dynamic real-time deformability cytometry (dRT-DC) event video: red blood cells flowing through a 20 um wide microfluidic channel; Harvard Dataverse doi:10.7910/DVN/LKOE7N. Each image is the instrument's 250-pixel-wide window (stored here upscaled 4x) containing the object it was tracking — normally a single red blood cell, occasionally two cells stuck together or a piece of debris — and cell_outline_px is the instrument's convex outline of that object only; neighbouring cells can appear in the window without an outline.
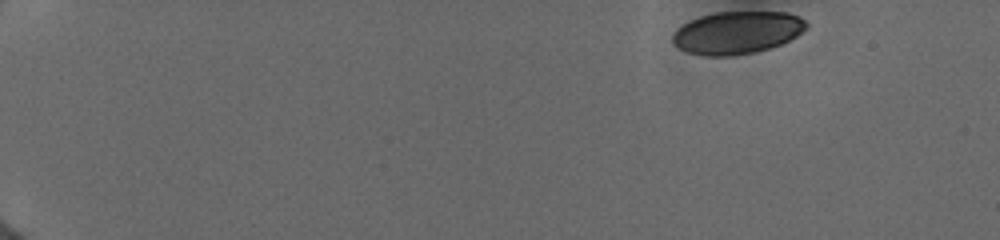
{"species": "human", "species_latin": "Homo sapiens", "temperature_condition": "cold", "stored_images_in_passage": 17, "camera_frame_rate_fps": 3000, "um_per_image_px": 0.085, "donor": {"sex": "female"}, "frame": {"image": 1, "passage_image": 1, "time_ms": 0.0, "image_size_px": [1000, 240], "cell_outline_px": [[808, 28], [796, 36], [780, 44], [756, 52], [732, 56], [708, 56], [688, 52], [672, 44], [672, 36], [684, 24], [700, 16], [716, 12], [784, 12], [796, 16], [804, 20], [808, 24]], "centroid_in_image_um": [62.66, 2.78], "position_along_channel_um": 22.3, "area_um2": 32.83}}
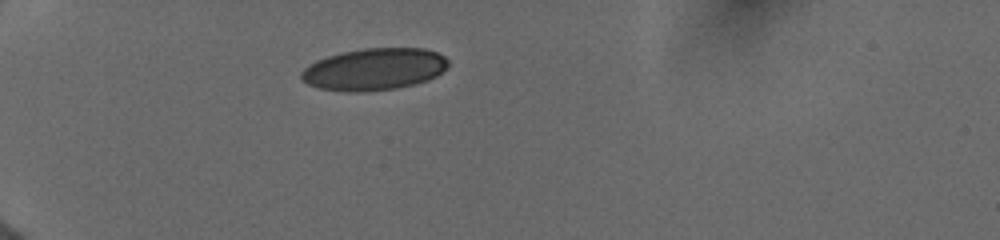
{"frame": {"image": 2, "passage_image": 13, "time_ms": 3.667, "image_size_px": [1000, 240], "cell_outline_px": [[448, 64], [436, 76], [428, 80], [396, 88], [360, 92], [344, 92], [320, 88], [308, 84], [300, 80], [300, 72], [308, 64], [316, 60], [328, 56], [344, 52], [364, 48], [424, 48], [436, 52], [444, 56], [448, 60]], "centroid_in_image_um": [31.76, 5.88], "position_along_channel_um": 53.2, "area_um2": 35.89}}